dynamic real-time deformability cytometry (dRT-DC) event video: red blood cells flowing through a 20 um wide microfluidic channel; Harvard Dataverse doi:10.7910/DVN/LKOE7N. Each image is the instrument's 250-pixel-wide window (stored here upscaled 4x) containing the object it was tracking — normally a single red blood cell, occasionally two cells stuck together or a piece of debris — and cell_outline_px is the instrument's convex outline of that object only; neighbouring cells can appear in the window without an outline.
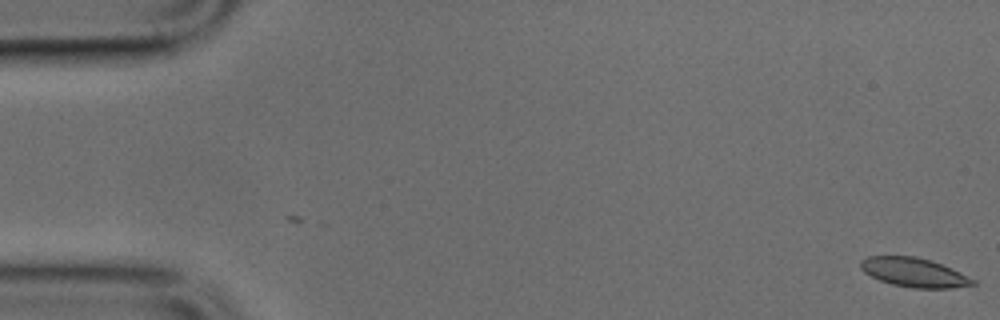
{"species": "common noctule bat (a hibernating species)", "species_latin": "Nyctalus noctula", "temperature_condition": "cold", "stored_images_in_passage": 4, "camera_frame_rate_fps": 3000, "um_per_image_px": 0.085, "animal": {"sex": "male", "body_mass_g": 17.9, "forearm_length_mm": 54.2}, "frame": {"image": 1, "passage_image": 4, "time_ms": 1.0, "image_size_px": [1000, 320], "cell_outline_px": [[976, 284], [952, 288], [912, 288], [892, 284], [880, 280], [864, 272], [860, 268], [860, 260], [868, 256], [916, 256], [952, 268], [976, 280]], "centroid_in_image_um": [77.69, 23.16], "position_along_channel_um": 7.3, "area_um2": 18.96}}